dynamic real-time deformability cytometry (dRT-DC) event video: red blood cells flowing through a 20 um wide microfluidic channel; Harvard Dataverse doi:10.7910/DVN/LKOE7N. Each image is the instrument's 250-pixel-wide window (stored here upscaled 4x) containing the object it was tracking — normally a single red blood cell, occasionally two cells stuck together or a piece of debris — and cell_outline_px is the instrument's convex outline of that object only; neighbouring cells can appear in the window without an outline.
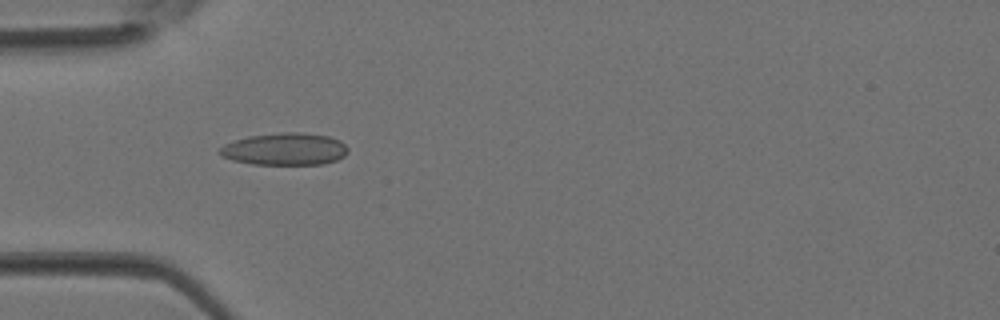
{"species": "Egyptian fruit bat (a non-hibernating species)", "species_latin": "Rousettus aegyptiacus", "temperature_condition": "room temperature", "stored_images_in_passage": 1, "camera_frame_rate_fps": 3000, "um_per_image_px": 0.085, "animal": {"sex": "female"}, "frame": {"image": 1, "passage_image": 1, "time_ms": 0.0, "image_size_px": [1000, 320], "cell_outline_px": [[348, 152], [344, 156], [336, 160], [324, 164], [252, 164], [232, 160], [220, 156], [216, 152], [224, 144], [248, 136], [284, 132], [300, 132], [328, 136], [340, 140], [348, 148]], "centroid_in_image_um": [24.19, 12.67], "position_along_channel_um": 60.8, "area_um2": 24.16}}